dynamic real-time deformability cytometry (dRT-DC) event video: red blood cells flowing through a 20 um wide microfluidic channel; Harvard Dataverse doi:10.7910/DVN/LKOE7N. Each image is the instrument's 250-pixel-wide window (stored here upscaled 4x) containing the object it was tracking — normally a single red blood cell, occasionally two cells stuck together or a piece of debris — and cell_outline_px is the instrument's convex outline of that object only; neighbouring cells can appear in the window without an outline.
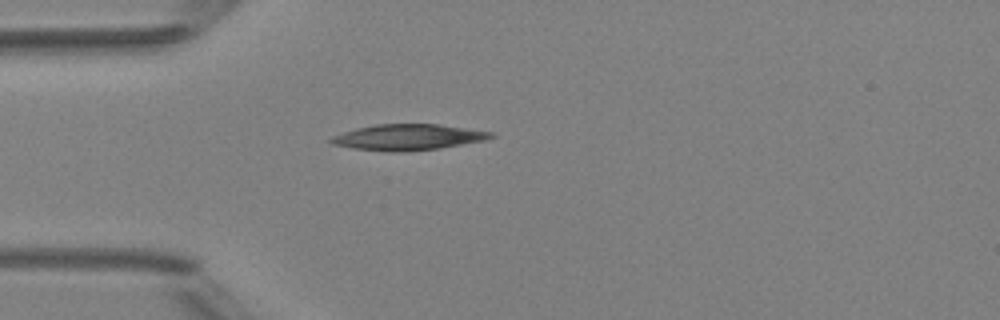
{"species": "Egyptian fruit bat (a non-hibernating species)", "species_latin": "Rousettus aegyptiacus", "temperature_condition": "room temperature", "stored_images_in_passage": 4, "camera_frame_rate_fps": 3000, "um_per_image_px": 0.085, "animal": {"sex": "female"}, "frame": {"image": 1, "passage_image": 4, "time_ms": 3.667, "image_size_px": [1000, 320], "cell_outline_px": [[496, 136], [488, 140], [440, 148], [404, 152], [392, 152], [352, 148], [332, 144], [328, 140], [332, 136], [356, 128], [376, 124], [440, 124], [496, 132]], "centroid_in_image_um": [34.75, 11.66], "position_along_channel_um": 50.2, "area_um2": 24.45}}